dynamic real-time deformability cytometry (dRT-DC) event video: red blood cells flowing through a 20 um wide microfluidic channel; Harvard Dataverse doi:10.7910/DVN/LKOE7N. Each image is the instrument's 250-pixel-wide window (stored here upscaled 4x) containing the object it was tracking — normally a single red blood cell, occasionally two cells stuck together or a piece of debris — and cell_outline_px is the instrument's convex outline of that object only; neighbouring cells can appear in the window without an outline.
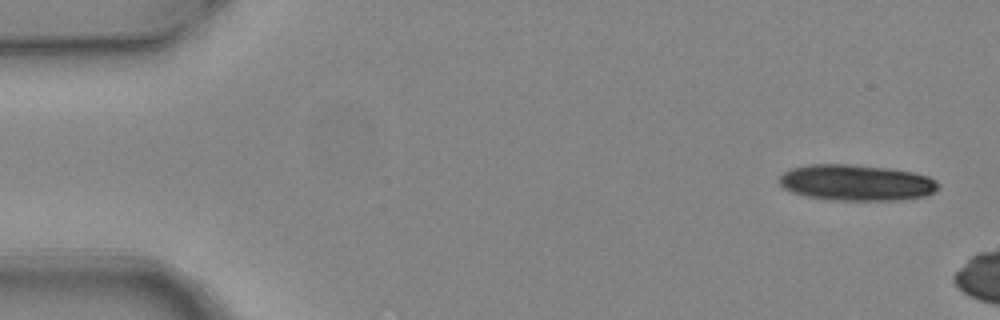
{"species": "common noctule bat (a hibernating species)", "species_latin": "Nyctalus noctula", "temperature_condition": "warm", "stored_images_in_passage": 3, "camera_frame_rate_fps": 3000, "um_per_image_px": 0.085, "animal": {"sex": "female", "body_mass_g": 24.6, "forearm_length_mm": 56.2}, "frame": {"image": 1, "passage_image": 1, "time_ms": 0.0, "image_size_px": [1000, 320], "cell_outline_px": [[940, 184], [932, 192], [924, 196], [892, 200], [844, 200], [808, 196], [792, 192], [784, 188], [780, 184], [780, 176], [784, 172], [792, 168], [808, 164], [848, 164], [892, 168], [912, 172], [928, 176], [936, 180]], "centroid_in_image_um": [72.79, 15.5], "position_along_channel_um": 12.2, "area_um2": 33.06}}